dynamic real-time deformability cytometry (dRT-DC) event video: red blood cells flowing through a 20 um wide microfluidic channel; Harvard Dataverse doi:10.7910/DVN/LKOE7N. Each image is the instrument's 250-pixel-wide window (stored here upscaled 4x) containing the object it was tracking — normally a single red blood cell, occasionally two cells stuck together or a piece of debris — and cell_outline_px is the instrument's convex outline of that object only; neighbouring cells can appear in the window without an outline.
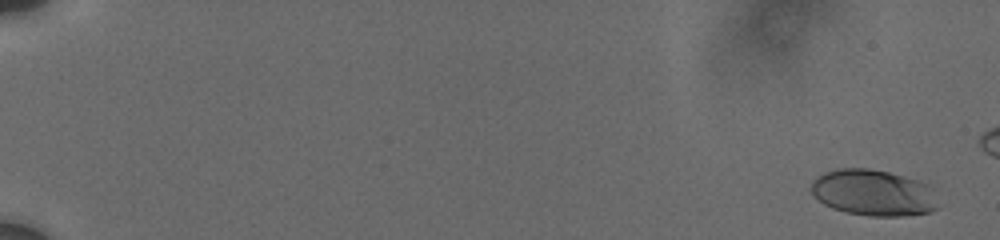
{"species": "human", "species_latin": "Homo sapiens", "temperature_condition": "cold", "stored_images_in_passage": 38, "camera_frame_rate_fps": 3000, "um_per_image_px": 0.085, "donor": {"sex": "male"}, "frame": {"image": 1, "passage_image": 2, "time_ms": 0.667, "image_size_px": [1000, 240], "cell_outline_px": [[940, 208], [928, 212], [904, 216], [868, 216], [848, 212], [832, 208], [824, 204], [812, 192], [812, 180], [816, 176], [824, 172], [836, 168], [868, 168], [888, 172], [920, 180], [932, 184]], "centroid_in_image_um": [74.3, 16.37], "position_along_channel_um": 10.7, "area_um2": 34.62}}
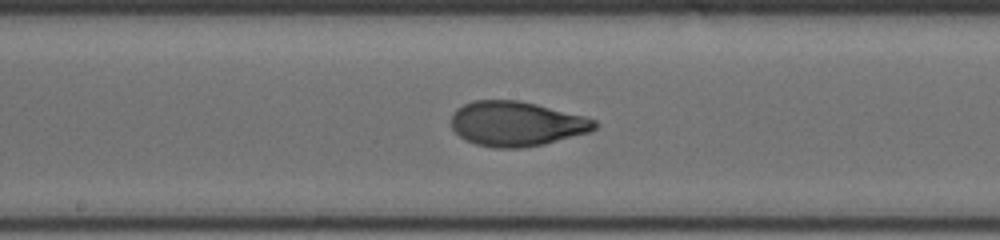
{"frame": {"image": 2, "passage_image": 25, "time_ms": 11.333, "image_size_px": [1000, 240], "cell_outline_px": [[600, 124], [592, 132], [544, 144], [520, 148], [496, 148], [476, 144], [464, 140], [452, 128], [452, 112], [456, 108], [472, 100], [520, 100], [584, 116], [596, 120]], "centroid_in_image_um": [43.92, 10.52], "position_along_channel_um": 204.3, "area_um2": 37.69}}
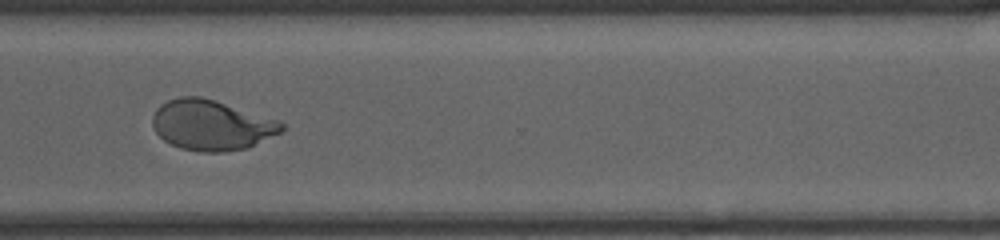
{"frame": {"image": 3, "passage_image": 37, "time_ms": 15.333, "image_size_px": [1000, 240], "cell_outline_px": [[284, 128], [280, 132], [248, 148], [224, 152], [200, 152], [180, 148], [164, 140], [156, 132], [152, 124], [152, 116], [156, 108], [160, 104], [168, 100], [180, 96], [200, 96], [216, 100], [276, 120], [284, 124]], "centroid_in_image_um": [17.93, 10.63], "position_along_channel_um": 352.7, "area_um2": 37.74}}